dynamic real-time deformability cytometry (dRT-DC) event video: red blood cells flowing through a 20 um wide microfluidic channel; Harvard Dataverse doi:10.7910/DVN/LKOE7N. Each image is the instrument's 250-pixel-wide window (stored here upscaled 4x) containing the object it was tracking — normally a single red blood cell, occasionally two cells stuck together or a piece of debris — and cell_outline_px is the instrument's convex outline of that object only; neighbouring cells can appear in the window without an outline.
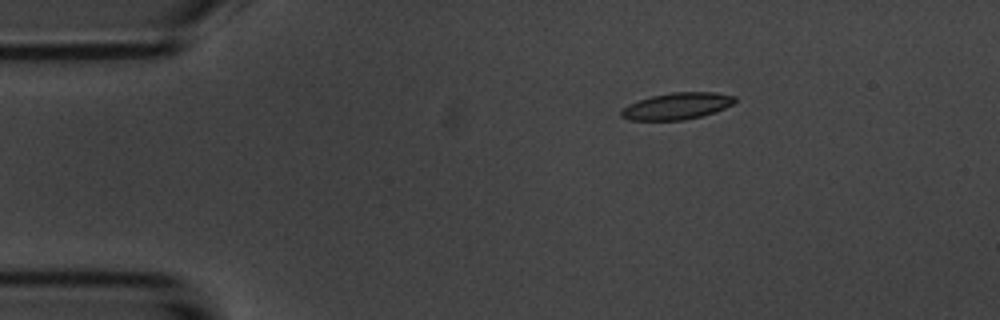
{"species": "common noctule bat (a hibernating species)", "species_latin": "Nyctalus noctula", "temperature_condition": "room temperature", "stored_images_in_passage": 3, "camera_frame_rate_fps": 3000, "um_per_image_px": 0.085, "animal": {"sex": "male", "body_mass_g": 20.1, "forearm_length_mm": 53.5}, "frame": {"image": 1, "passage_image": 1, "time_ms": 0.0, "image_size_px": [1000, 320], "cell_outline_px": [[736, 100], [732, 104], [724, 108], [700, 116], [684, 120], [628, 120], [620, 116], [620, 112], [628, 104], [652, 96], [672, 92], [716, 92], [736, 96]], "centroid_in_image_um": [57.53, 9.01], "position_along_channel_um": 27.5, "area_um2": 17.51}}